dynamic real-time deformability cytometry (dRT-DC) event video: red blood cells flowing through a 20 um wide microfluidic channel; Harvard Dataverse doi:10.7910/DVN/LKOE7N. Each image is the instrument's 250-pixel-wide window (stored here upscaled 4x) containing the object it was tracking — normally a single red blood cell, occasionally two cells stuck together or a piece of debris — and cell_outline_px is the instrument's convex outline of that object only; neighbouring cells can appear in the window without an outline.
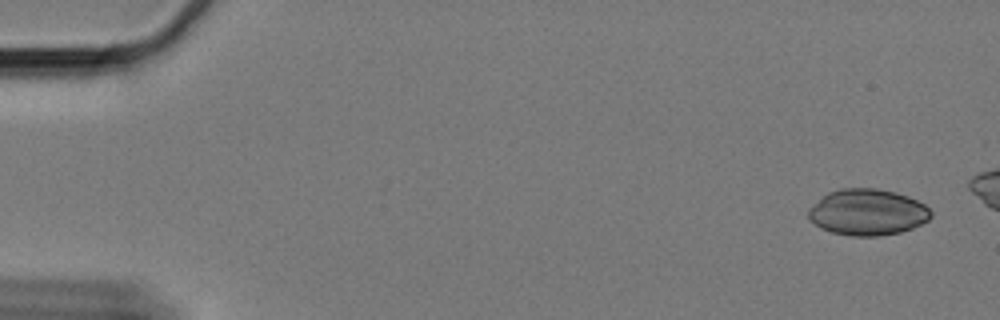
{"species": "Egyptian fruit bat (a non-hibernating species)", "species_latin": "Rousettus aegyptiacus", "temperature_condition": "cold", "stored_images_in_passage": 16, "camera_frame_rate_fps": 3000, "um_per_image_px": 0.085, "animal": {"sex": "female"}, "frame": {"image": 1, "passage_image": 1, "time_ms": 0.0, "image_size_px": [1000, 320], "cell_outline_px": [[932, 216], [928, 220], [912, 228], [900, 232], [880, 236], [852, 236], [832, 232], [820, 228], [808, 216], [808, 208], [828, 192], [840, 188], [876, 188], [896, 192], [908, 196], [924, 204], [932, 212]], "centroid_in_image_um": [73.74, 18.03], "position_along_channel_um": 11.3, "area_um2": 33.0}}